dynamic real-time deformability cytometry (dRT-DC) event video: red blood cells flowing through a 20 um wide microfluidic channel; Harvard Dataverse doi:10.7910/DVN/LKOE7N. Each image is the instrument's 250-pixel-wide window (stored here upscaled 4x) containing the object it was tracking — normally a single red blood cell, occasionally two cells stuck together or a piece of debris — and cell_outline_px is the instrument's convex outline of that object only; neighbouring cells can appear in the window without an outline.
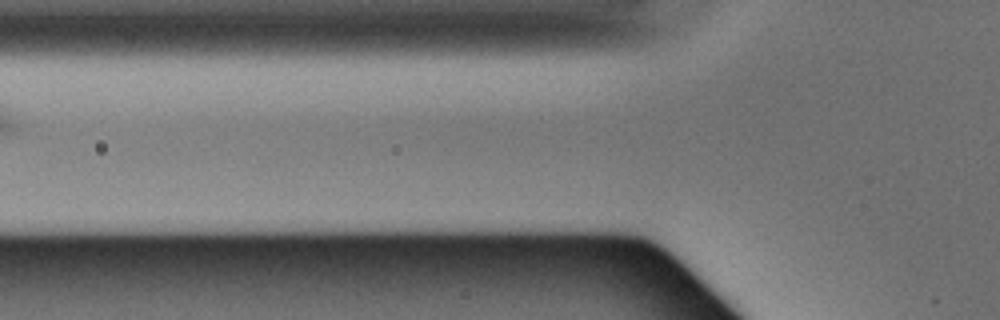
{"species": "Egyptian fruit bat (a non-hibernating species)", "species_latin": "Rousettus aegyptiacus", "temperature_condition": "warm", "stored_images_in_passage": 6, "segment_of_instrument_passage": [2, 2], "camera_frame_rate_fps": 3000, "um_per_image_px": 0.085, "animal": {"sex": "male"}, "frame": {"image": 1, "passage_image": 4, "time_ms": 1.0, "image_size_px": [1000, 320], "cell_outline_px": [[552, 48], [540, 52], [404, 52], [400, 44], [408, 40], [548, 40]], "centroid_in_image_um": [40.43, 3.91], "position_along_channel_um": 85.4, "area_um2": 12.66}}